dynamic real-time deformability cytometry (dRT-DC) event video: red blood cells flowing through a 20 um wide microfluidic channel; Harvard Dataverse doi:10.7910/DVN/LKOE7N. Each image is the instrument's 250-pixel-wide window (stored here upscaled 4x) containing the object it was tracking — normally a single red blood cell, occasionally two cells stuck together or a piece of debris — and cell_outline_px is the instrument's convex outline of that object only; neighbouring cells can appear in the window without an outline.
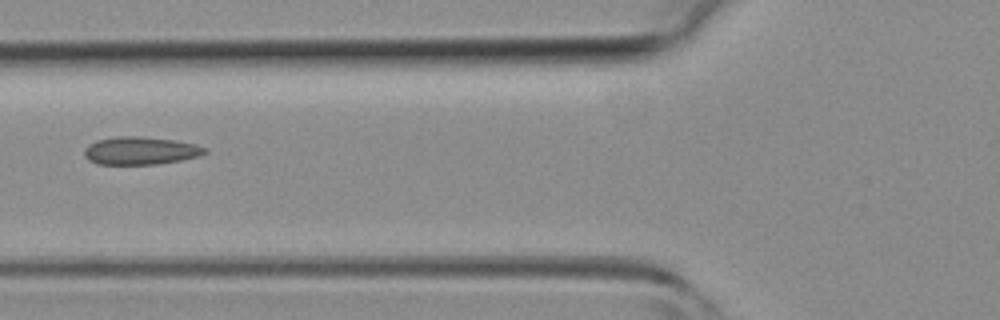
{"species": "common noctule bat (a hibernating species)", "species_latin": "Nyctalus noctula", "temperature_condition": "room temperature", "stored_images_in_passage": 3, "camera_frame_rate_fps": 3000, "um_per_image_px": 0.085, "animal": {"sex": "female", "body_mass_g": 19.3, "forearm_length_mm": 54.1}, "frame": {"image": 1, "passage_image": 3, "time_ms": 2.333, "image_size_px": [1000, 320], "cell_outline_px": [[208, 152], [200, 156], [180, 160], [156, 164], [96, 164], [88, 160], [84, 156], [84, 148], [88, 144], [96, 140], [116, 136], [140, 136], [176, 140], [196, 144], [208, 148]], "centroid_in_image_um": [11.94, 12.8], "position_along_channel_um": 113.9, "area_um2": 19.83}}